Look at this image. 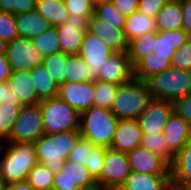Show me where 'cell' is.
<instances>
[{"label":"cell","instance_id":"2","mask_svg":"<svg viewBox=\"0 0 191 190\" xmlns=\"http://www.w3.org/2000/svg\"><path fill=\"white\" fill-rule=\"evenodd\" d=\"M80 138L79 130L43 134L33 143L38 163L45 164L54 174L58 173Z\"/></svg>","mask_w":191,"mask_h":190},{"label":"cell","instance_id":"20","mask_svg":"<svg viewBox=\"0 0 191 190\" xmlns=\"http://www.w3.org/2000/svg\"><path fill=\"white\" fill-rule=\"evenodd\" d=\"M164 141L176 155L191 140V126L174 112L163 131Z\"/></svg>","mask_w":191,"mask_h":190},{"label":"cell","instance_id":"24","mask_svg":"<svg viewBox=\"0 0 191 190\" xmlns=\"http://www.w3.org/2000/svg\"><path fill=\"white\" fill-rule=\"evenodd\" d=\"M170 173L173 183L191 187V140L175 155Z\"/></svg>","mask_w":191,"mask_h":190},{"label":"cell","instance_id":"54","mask_svg":"<svg viewBox=\"0 0 191 190\" xmlns=\"http://www.w3.org/2000/svg\"><path fill=\"white\" fill-rule=\"evenodd\" d=\"M7 43L0 39V55H5Z\"/></svg>","mask_w":191,"mask_h":190},{"label":"cell","instance_id":"35","mask_svg":"<svg viewBox=\"0 0 191 190\" xmlns=\"http://www.w3.org/2000/svg\"><path fill=\"white\" fill-rule=\"evenodd\" d=\"M58 33L56 27L43 31L40 35L33 38V44L39 50V53L45 57L61 52L58 42Z\"/></svg>","mask_w":191,"mask_h":190},{"label":"cell","instance_id":"28","mask_svg":"<svg viewBox=\"0 0 191 190\" xmlns=\"http://www.w3.org/2000/svg\"><path fill=\"white\" fill-rule=\"evenodd\" d=\"M36 11L54 27L65 23L69 15L64 0H37Z\"/></svg>","mask_w":191,"mask_h":190},{"label":"cell","instance_id":"46","mask_svg":"<svg viewBox=\"0 0 191 190\" xmlns=\"http://www.w3.org/2000/svg\"><path fill=\"white\" fill-rule=\"evenodd\" d=\"M4 102L10 104H21L18 97L8 84V81L0 82V105Z\"/></svg>","mask_w":191,"mask_h":190},{"label":"cell","instance_id":"37","mask_svg":"<svg viewBox=\"0 0 191 190\" xmlns=\"http://www.w3.org/2000/svg\"><path fill=\"white\" fill-rule=\"evenodd\" d=\"M22 104L2 103L0 105V142H4L18 117Z\"/></svg>","mask_w":191,"mask_h":190},{"label":"cell","instance_id":"27","mask_svg":"<svg viewBox=\"0 0 191 190\" xmlns=\"http://www.w3.org/2000/svg\"><path fill=\"white\" fill-rule=\"evenodd\" d=\"M37 96L40 100L58 96L59 86L54 82L42 64L31 70Z\"/></svg>","mask_w":191,"mask_h":190},{"label":"cell","instance_id":"39","mask_svg":"<svg viewBox=\"0 0 191 190\" xmlns=\"http://www.w3.org/2000/svg\"><path fill=\"white\" fill-rule=\"evenodd\" d=\"M96 145L87 139L80 138L73 149L70 151L68 160L75 162L76 164H82L86 166L88 162L89 153L93 150Z\"/></svg>","mask_w":191,"mask_h":190},{"label":"cell","instance_id":"30","mask_svg":"<svg viewBox=\"0 0 191 190\" xmlns=\"http://www.w3.org/2000/svg\"><path fill=\"white\" fill-rule=\"evenodd\" d=\"M171 67V62L160 57H143L134 66V78L146 81L151 76Z\"/></svg>","mask_w":191,"mask_h":190},{"label":"cell","instance_id":"23","mask_svg":"<svg viewBox=\"0 0 191 190\" xmlns=\"http://www.w3.org/2000/svg\"><path fill=\"white\" fill-rule=\"evenodd\" d=\"M171 175H151L131 171L122 190H164Z\"/></svg>","mask_w":191,"mask_h":190},{"label":"cell","instance_id":"38","mask_svg":"<svg viewBox=\"0 0 191 190\" xmlns=\"http://www.w3.org/2000/svg\"><path fill=\"white\" fill-rule=\"evenodd\" d=\"M120 85L104 81H95L94 106L111 109Z\"/></svg>","mask_w":191,"mask_h":190},{"label":"cell","instance_id":"7","mask_svg":"<svg viewBox=\"0 0 191 190\" xmlns=\"http://www.w3.org/2000/svg\"><path fill=\"white\" fill-rule=\"evenodd\" d=\"M43 134V120L39 103L22 105L10 134L4 142L34 143Z\"/></svg>","mask_w":191,"mask_h":190},{"label":"cell","instance_id":"9","mask_svg":"<svg viewBox=\"0 0 191 190\" xmlns=\"http://www.w3.org/2000/svg\"><path fill=\"white\" fill-rule=\"evenodd\" d=\"M52 190H99L86 166L66 159L63 168L54 175Z\"/></svg>","mask_w":191,"mask_h":190},{"label":"cell","instance_id":"15","mask_svg":"<svg viewBox=\"0 0 191 190\" xmlns=\"http://www.w3.org/2000/svg\"><path fill=\"white\" fill-rule=\"evenodd\" d=\"M58 97L82 113L94 105L95 81L65 82L59 86Z\"/></svg>","mask_w":191,"mask_h":190},{"label":"cell","instance_id":"10","mask_svg":"<svg viewBox=\"0 0 191 190\" xmlns=\"http://www.w3.org/2000/svg\"><path fill=\"white\" fill-rule=\"evenodd\" d=\"M91 16L69 14L65 23L56 26L58 42L61 52L78 54L84 35L89 28Z\"/></svg>","mask_w":191,"mask_h":190},{"label":"cell","instance_id":"33","mask_svg":"<svg viewBox=\"0 0 191 190\" xmlns=\"http://www.w3.org/2000/svg\"><path fill=\"white\" fill-rule=\"evenodd\" d=\"M94 16L115 29H124L126 17L112 3L94 5Z\"/></svg>","mask_w":191,"mask_h":190},{"label":"cell","instance_id":"22","mask_svg":"<svg viewBox=\"0 0 191 190\" xmlns=\"http://www.w3.org/2000/svg\"><path fill=\"white\" fill-rule=\"evenodd\" d=\"M19 37L33 39L52 27L48 20L36 10L15 15Z\"/></svg>","mask_w":191,"mask_h":190},{"label":"cell","instance_id":"13","mask_svg":"<svg viewBox=\"0 0 191 190\" xmlns=\"http://www.w3.org/2000/svg\"><path fill=\"white\" fill-rule=\"evenodd\" d=\"M173 113L171 101L153 99L136 119L143 134H163L164 127Z\"/></svg>","mask_w":191,"mask_h":190},{"label":"cell","instance_id":"16","mask_svg":"<svg viewBox=\"0 0 191 190\" xmlns=\"http://www.w3.org/2000/svg\"><path fill=\"white\" fill-rule=\"evenodd\" d=\"M126 154L131 171L151 175H171L170 165L146 148L139 146Z\"/></svg>","mask_w":191,"mask_h":190},{"label":"cell","instance_id":"47","mask_svg":"<svg viewBox=\"0 0 191 190\" xmlns=\"http://www.w3.org/2000/svg\"><path fill=\"white\" fill-rule=\"evenodd\" d=\"M138 3L139 0H113V4L125 17H128L132 13L137 12Z\"/></svg>","mask_w":191,"mask_h":190},{"label":"cell","instance_id":"32","mask_svg":"<svg viewBox=\"0 0 191 190\" xmlns=\"http://www.w3.org/2000/svg\"><path fill=\"white\" fill-rule=\"evenodd\" d=\"M164 140L163 134H143L140 146L162 157L171 166L175 154L168 148Z\"/></svg>","mask_w":191,"mask_h":190},{"label":"cell","instance_id":"36","mask_svg":"<svg viewBox=\"0 0 191 190\" xmlns=\"http://www.w3.org/2000/svg\"><path fill=\"white\" fill-rule=\"evenodd\" d=\"M54 173L45 165L37 163L34 168L28 172L26 181L36 190H52Z\"/></svg>","mask_w":191,"mask_h":190},{"label":"cell","instance_id":"14","mask_svg":"<svg viewBox=\"0 0 191 190\" xmlns=\"http://www.w3.org/2000/svg\"><path fill=\"white\" fill-rule=\"evenodd\" d=\"M99 69V81L122 85L134 78V67L127 52H114Z\"/></svg>","mask_w":191,"mask_h":190},{"label":"cell","instance_id":"18","mask_svg":"<svg viewBox=\"0 0 191 190\" xmlns=\"http://www.w3.org/2000/svg\"><path fill=\"white\" fill-rule=\"evenodd\" d=\"M190 38L191 35L183 28L171 31H157L154 52L146 57H160L171 62L176 50L182 47Z\"/></svg>","mask_w":191,"mask_h":190},{"label":"cell","instance_id":"45","mask_svg":"<svg viewBox=\"0 0 191 190\" xmlns=\"http://www.w3.org/2000/svg\"><path fill=\"white\" fill-rule=\"evenodd\" d=\"M168 1L169 0H139L137 11L155 19L159 11Z\"/></svg>","mask_w":191,"mask_h":190},{"label":"cell","instance_id":"53","mask_svg":"<svg viewBox=\"0 0 191 190\" xmlns=\"http://www.w3.org/2000/svg\"><path fill=\"white\" fill-rule=\"evenodd\" d=\"M164 190H191V189L186 186H181L170 181Z\"/></svg>","mask_w":191,"mask_h":190},{"label":"cell","instance_id":"31","mask_svg":"<svg viewBox=\"0 0 191 190\" xmlns=\"http://www.w3.org/2000/svg\"><path fill=\"white\" fill-rule=\"evenodd\" d=\"M68 60L69 54L63 52L43 58L42 65L58 86L66 82Z\"/></svg>","mask_w":191,"mask_h":190},{"label":"cell","instance_id":"52","mask_svg":"<svg viewBox=\"0 0 191 190\" xmlns=\"http://www.w3.org/2000/svg\"><path fill=\"white\" fill-rule=\"evenodd\" d=\"M0 11L15 15L14 0H0Z\"/></svg>","mask_w":191,"mask_h":190},{"label":"cell","instance_id":"34","mask_svg":"<svg viewBox=\"0 0 191 190\" xmlns=\"http://www.w3.org/2000/svg\"><path fill=\"white\" fill-rule=\"evenodd\" d=\"M90 81L88 64L79 54H69L66 82L81 83Z\"/></svg>","mask_w":191,"mask_h":190},{"label":"cell","instance_id":"56","mask_svg":"<svg viewBox=\"0 0 191 190\" xmlns=\"http://www.w3.org/2000/svg\"><path fill=\"white\" fill-rule=\"evenodd\" d=\"M6 188H7V184L0 177V190H6Z\"/></svg>","mask_w":191,"mask_h":190},{"label":"cell","instance_id":"8","mask_svg":"<svg viewBox=\"0 0 191 190\" xmlns=\"http://www.w3.org/2000/svg\"><path fill=\"white\" fill-rule=\"evenodd\" d=\"M103 165V170L96 179L99 190L121 188L131 172L127 154L107 148Z\"/></svg>","mask_w":191,"mask_h":190},{"label":"cell","instance_id":"6","mask_svg":"<svg viewBox=\"0 0 191 190\" xmlns=\"http://www.w3.org/2000/svg\"><path fill=\"white\" fill-rule=\"evenodd\" d=\"M44 134L79 130L80 113L58 96L39 102Z\"/></svg>","mask_w":191,"mask_h":190},{"label":"cell","instance_id":"40","mask_svg":"<svg viewBox=\"0 0 191 190\" xmlns=\"http://www.w3.org/2000/svg\"><path fill=\"white\" fill-rule=\"evenodd\" d=\"M17 37L15 15L0 11V39L8 43Z\"/></svg>","mask_w":191,"mask_h":190},{"label":"cell","instance_id":"42","mask_svg":"<svg viewBox=\"0 0 191 190\" xmlns=\"http://www.w3.org/2000/svg\"><path fill=\"white\" fill-rule=\"evenodd\" d=\"M174 69L191 70V38L175 52L171 60Z\"/></svg>","mask_w":191,"mask_h":190},{"label":"cell","instance_id":"50","mask_svg":"<svg viewBox=\"0 0 191 190\" xmlns=\"http://www.w3.org/2000/svg\"><path fill=\"white\" fill-rule=\"evenodd\" d=\"M11 68L5 55H0V82L8 81L11 76Z\"/></svg>","mask_w":191,"mask_h":190},{"label":"cell","instance_id":"11","mask_svg":"<svg viewBox=\"0 0 191 190\" xmlns=\"http://www.w3.org/2000/svg\"><path fill=\"white\" fill-rule=\"evenodd\" d=\"M5 56L11 71H31L35 66L42 64L44 58L33 44L32 39L22 37H17L7 43Z\"/></svg>","mask_w":191,"mask_h":190},{"label":"cell","instance_id":"17","mask_svg":"<svg viewBox=\"0 0 191 190\" xmlns=\"http://www.w3.org/2000/svg\"><path fill=\"white\" fill-rule=\"evenodd\" d=\"M142 136L136 119H119L110 148L128 153L141 145Z\"/></svg>","mask_w":191,"mask_h":190},{"label":"cell","instance_id":"1","mask_svg":"<svg viewBox=\"0 0 191 190\" xmlns=\"http://www.w3.org/2000/svg\"><path fill=\"white\" fill-rule=\"evenodd\" d=\"M38 163L33 143L1 142L0 177L6 184L26 181Z\"/></svg>","mask_w":191,"mask_h":190},{"label":"cell","instance_id":"26","mask_svg":"<svg viewBox=\"0 0 191 190\" xmlns=\"http://www.w3.org/2000/svg\"><path fill=\"white\" fill-rule=\"evenodd\" d=\"M123 31L127 40L131 41L141 35L157 31L156 21L137 11L126 17Z\"/></svg>","mask_w":191,"mask_h":190},{"label":"cell","instance_id":"19","mask_svg":"<svg viewBox=\"0 0 191 190\" xmlns=\"http://www.w3.org/2000/svg\"><path fill=\"white\" fill-rule=\"evenodd\" d=\"M88 31L95 34L114 52H128L129 41L123 29H115L106 22L91 16Z\"/></svg>","mask_w":191,"mask_h":190},{"label":"cell","instance_id":"41","mask_svg":"<svg viewBox=\"0 0 191 190\" xmlns=\"http://www.w3.org/2000/svg\"><path fill=\"white\" fill-rule=\"evenodd\" d=\"M107 148L104 146L96 145L93 150L89 153L88 162L86 163V168L88 172L96 180L103 170L104 157Z\"/></svg>","mask_w":191,"mask_h":190},{"label":"cell","instance_id":"25","mask_svg":"<svg viewBox=\"0 0 191 190\" xmlns=\"http://www.w3.org/2000/svg\"><path fill=\"white\" fill-rule=\"evenodd\" d=\"M157 31H171L183 28V12L180 0H169L156 18Z\"/></svg>","mask_w":191,"mask_h":190},{"label":"cell","instance_id":"12","mask_svg":"<svg viewBox=\"0 0 191 190\" xmlns=\"http://www.w3.org/2000/svg\"><path fill=\"white\" fill-rule=\"evenodd\" d=\"M113 53L114 51L105 42L100 40L95 34L88 30L86 31L78 54L88 64L90 81L99 80V68Z\"/></svg>","mask_w":191,"mask_h":190},{"label":"cell","instance_id":"48","mask_svg":"<svg viewBox=\"0 0 191 190\" xmlns=\"http://www.w3.org/2000/svg\"><path fill=\"white\" fill-rule=\"evenodd\" d=\"M183 12V29L191 35V0H180Z\"/></svg>","mask_w":191,"mask_h":190},{"label":"cell","instance_id":"43","mask_svg":"<svg viewBox=\"0 0 191 190\" xmlns=\"http://www.w3.org/2000/svg\"><path fill=\"white\" fill-rule=\"evenodd\" d=\"M66 9L69 14L78 16H93L94 3L92 0H64Z\"/></svg>","mask_w":191,"mask_h":190},{"label":"cell","instance_id":"4","mask_svg":"<svg viewBox=\"0 0 191 190\" xmlns=\"http://www.w3.org/2000/svg\"><path fill=\"white\" fill-rule=\"evenodd\" d=\"M152 100L146 81L133 78L120 85L110 110L118 119H137Z\"/></svg>","mask_w":191,"mask_h":190},{"label":"cell","instance_id":"29","mask_svg":"<svg viewBox=\"0 0 191 190\" xmlns=\"http://www.w3.org/2000/svg\"><path fill=\"white\" fill-rule=\"evenodd\" d=\"M157 31L141 35L129 41L128 57L133 67L143 58L154 52Z\"/></svg>","mask_w":191,"mask_h":190},{"label":"cell","instance_id":"49","mask_svg":"<svg viewBox=\"0 0 191 190\" xmlns=\"http://www.w3.org/2000/svg\"><path fill=\"white\" fill-rule=\"evenodd\" d=\"M15 15L36 10L37 0H14Z\"/></svg>","mask_w":191,"mask_h":190},{"label":"cell","instance_id":"55","mask_svg":"<svg viewBox=\"0 0 191 190\" xmlns=\"http://www.w3.org/2000/svg\"><path fill=\"white\" fill-rule=\"evenodd\" d=\"M94 5L102 4V3H112L113 0H92Z\"/></svg>","mask_w":191,"mask_h":190},{"label":"cell","instance_id":"5","mask_svg":"<svg viewBox=\"0 0 191 190\" xmlns=\"http://www.w3.org/2000/svg\"><path fill=\"white\" fill-rule=\"evenodd\" d=\"M152 99L173 102L191 93V70L169 69L146 80Z\"/></svg>","mask_w":191,"mask_h":190},{"label":"cell","instance_id":"44","mask_svg":"<svg viewBox=\"0 0 191 190\" xmlns=\"http://www.w3.org/2000/svg\"><path fill=\"white\" fill-rule=\"evenodd\" d=\"M173 112L191 126V93L173 102Z\"/></svg>","mask_w":191,"mask_h":190},{"label":"cell","instance_id":"21","mask_svg":"<svg viewBox=\"0 0 191 190\" xmlns=\"http://www.w3.org/2000/svg\"><path fill=\"white\" fill-rule=\"evenodd\" d=\"M30 70L12 71L8 84L22 105L38 104L41 100L37 96Z\"/></svg>","mask_w":191,"mask_h":190},{"label":"cell","instance_id":"51","mask_svg":"<svg viewBox=\"0 0 191 190\" xmlns=\"http://www.w3.org/2000/svg\"><path fill=\"white\" fill-rule=\"evenodd\" d=\"M6 190H36V189L27 181H22V182L7 184Z\"/></svg>","mask_w":191,"mask_h":190},{"label":"cell","instance_id":"3","mask_svg":"<svg viewBox=\"0 0 191 190\" xmlns=\"http://www.w3.org/2000/svg\"><path fill=\"white\" fill-rule=\"evenodd\" d=\"M118 120L111 110L93 105L80 113L79 132L95 145L110 148Z\"/></svg>","mask_w":191,"mask_h":190},{"label":"cell","instance_id":"57","mask_svg":"<svg viewBox=\"0 0 191 190\" xmlns=\"http://www.w3.org/2000/svg\"><path fill=\"white\" fill-rule=\"evenodd\" d=\"M104 190H122L121 188H110V189H104Z\"/></svg>","mask_w":191,"mask_h":190}]
</instances>
